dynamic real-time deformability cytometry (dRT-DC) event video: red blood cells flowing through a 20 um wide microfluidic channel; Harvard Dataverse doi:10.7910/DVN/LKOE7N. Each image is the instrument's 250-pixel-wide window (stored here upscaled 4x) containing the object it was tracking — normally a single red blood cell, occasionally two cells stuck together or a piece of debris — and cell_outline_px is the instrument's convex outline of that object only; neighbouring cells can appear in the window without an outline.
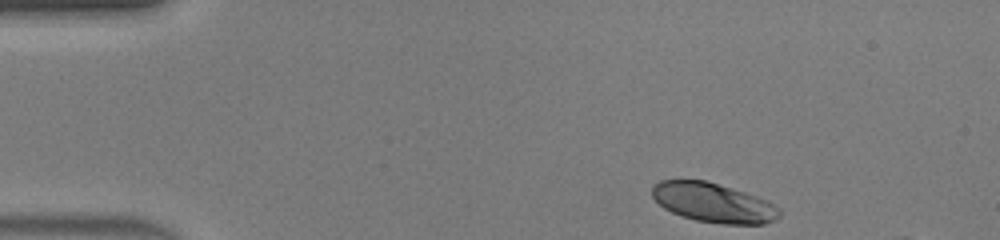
{"species": "human", "species_latin": "Homo sapiens", "temperature_condition": "warm", "stored_images_in_passage": 40, "camera_frame_rate_fps": 3000, "um_per_image_px": 0.085, "donor": {"sex": "male"}, "frame": {"image": 1, "passage_image": 1, "time_ms": 0.0, "image_size_px": [1000, 240], "cell_outline_px": [[780, 216], [776, 220], [764, 224], [724, 224], [696, 220], [672, 212], [664, 208], [652, 196], [652, 184], [660, 180], [708, 180], [768, 200], [780, 208]], "centroid_in_image_um": [60.65, 17.22], "position_along_channel_um": 24.3, "area_um2": 29.3}}
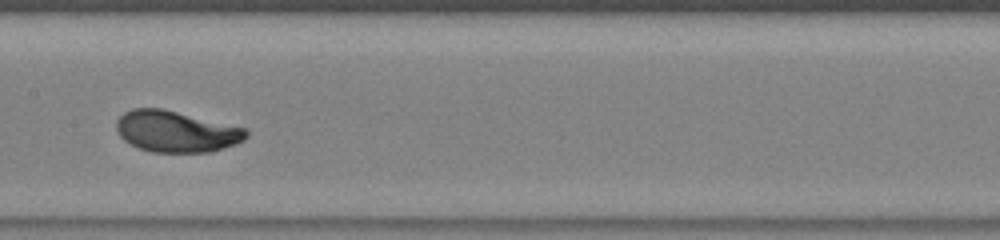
{"frame": {"image": 2, "passage_image": 19, "time_ms": 6.0, "image_size_px": [1000, 240], "cell_outline_px": [[248, 136], [244, 140], [236, 144], [212, 152], [152, 152], [140, 148], [124, 140], [120, 136], [116, 128], [116, 120], [124, 112], [132, 108], [164, 108], [248, 128]], "centroid_in_image_um": [15.01, 11.16], "position_along_channel_um": 192.4, "area_um2": 31.56}}
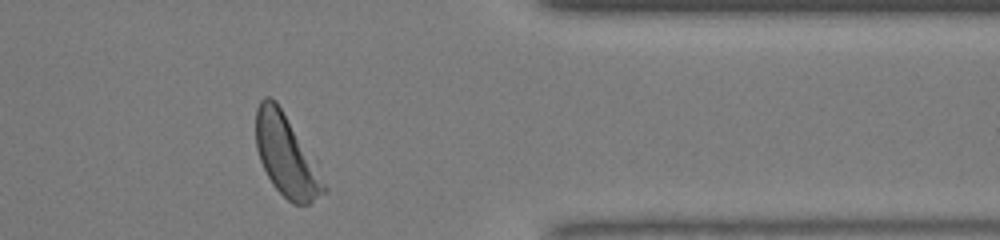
{"frame": {"image": 3, "passage_image": 34, "time_ms": 11.0, "image_size_px": [1000, 240], "cell_outline_px": [[328, 192], [308, 204], [292, 204], [272, 184], [260, 160], [256, 148], [256, 108], [260, 100], [264, 96], [268, 96], [276, 100], [328, 188]], "centroid_in_image_um": [24.29, 13.25], "position_along_channel_um": 387.1, "area_um2": 31.21}, "authors_computed_cell_mechanics": {"area_um2": 30.8652, "velocity_mm_per_s": 4.2027, "shape_relaxation_time_tau1_ms": 2.0142, "shape_relaxation_time_tau2_ms": null, "deformation_change_tau1": 0.1602, "deformation_change_tau2": null}}